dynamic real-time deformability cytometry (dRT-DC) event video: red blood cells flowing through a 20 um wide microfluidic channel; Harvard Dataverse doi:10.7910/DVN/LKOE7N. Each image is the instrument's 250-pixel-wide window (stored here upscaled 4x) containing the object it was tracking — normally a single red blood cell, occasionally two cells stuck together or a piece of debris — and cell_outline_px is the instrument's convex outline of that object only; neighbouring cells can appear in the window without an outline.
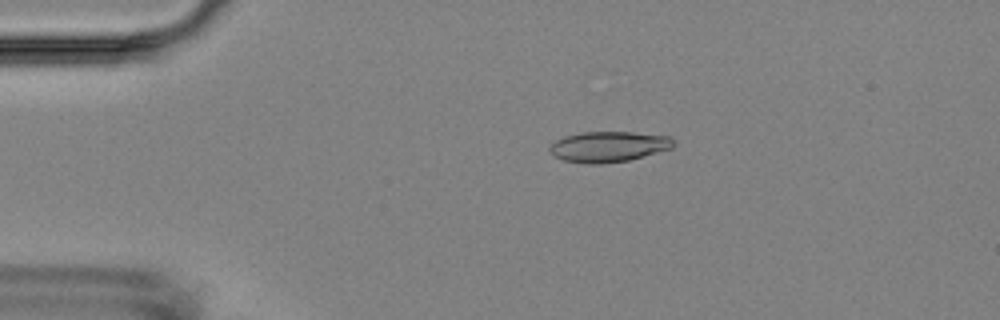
{"species": "Egyptian fruit bat (a non-hibernating species)", "species_latin": "Rousettus aegyptiacus", "temperature_condition": "room temperature", "stored_images_in_passage": 9, "camera_frame_rate_fps": 3000, "um_per_image_px": 0.085, "animal": {"sex": "female"}, "frame": {"image": 1, "passage_image": 3, "time_ms": 2.667, "image_size_px": [1000, 320], "cell_outline_px": [[676, 144], [672, 148], [628, 160], [600, 164], [588, 164], [564, 160], [556, 156], [548, 148], [556, 140], [564, 136], [584, 132], [632, 132], [668, 136]], "centroid_in_image_um": [51.73, 12.46], "position_along_channel_um": 33.3, "area_um2": 21.79}}
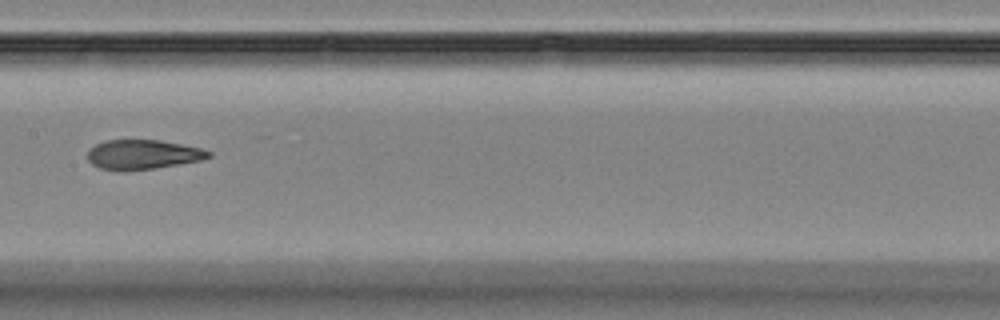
{"frame": {"image": 2, "passage_image": 8, "time_ms": 8.333, "image_size_px": [1000, 320], "cell_outline_px": [[212, 156], [200, 160], [152, 168], [120, 172], [100, 168], [92, 164], [88, 160], [88, 152], [96, 144], [104, 140], [160, 140], [200, 148], [212, 152]], "centroid_in_image_um": [12.11, 13.14], "position_along_channel_um": 195.3, "area_um2": 20.69}}
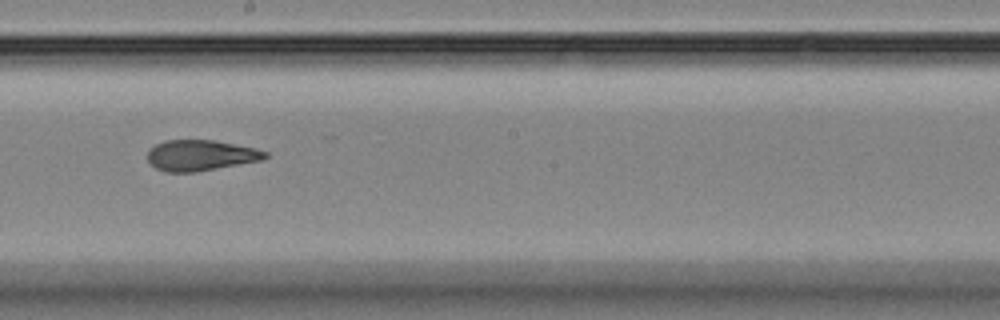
{"frame": {"image": 3, "passage_image": 9, "time_ms": 9.333, "image_size_px": [1000, 320], "cell_outline_px": [[268, 156], [264, 160], [196, 172], [164, 172], [148, 164], [148, 152], [156, 144], [164, 140], [212, 140], [256, 148], [268, 152]], "centroid_in_image_um": [17.06, 13.21], "position_along_channel_um": 231.1, "area_um2": 21.21}}